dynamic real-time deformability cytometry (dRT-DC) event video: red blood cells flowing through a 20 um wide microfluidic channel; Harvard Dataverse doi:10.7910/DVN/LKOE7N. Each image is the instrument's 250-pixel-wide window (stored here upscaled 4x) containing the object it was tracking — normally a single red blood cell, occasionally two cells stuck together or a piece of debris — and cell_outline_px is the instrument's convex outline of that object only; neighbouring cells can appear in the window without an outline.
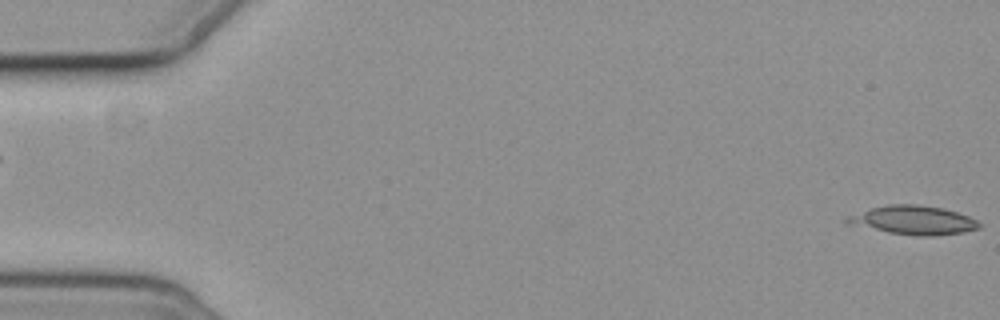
{"species": "common noctule bat (a hibernating species)", "species_latin": "Nyctalus noctula", "temperature_condition": "cold", "stored_images_in_passage": 7, "segment_of_instrument_passage": [1, 2], "camera_frame_rate_fps": 3000, "um_per_image_px": 0.085, "animal": {"sex": "female", "body_mass_g": 19.3, "forearm_length_mm": 54.1}, "frame": {"image": 1, "passage_image": 1, "time_ms": 0.0, "image_size_px": [1000, 320], "cell_outline_px": [[984, 224], [980, 228], [964, 232], [932, 236], [916, 236], [888, 232], [848, 224], [844, 220], [848, 216], [872, 208], [888, 204], [916, 204], [940, 208], [956, 212], [968, 216]], "centroid_in_image_um": [77.67, 18.72], "position_along_channel_um": 7.3, "area_um2": 22.02}}